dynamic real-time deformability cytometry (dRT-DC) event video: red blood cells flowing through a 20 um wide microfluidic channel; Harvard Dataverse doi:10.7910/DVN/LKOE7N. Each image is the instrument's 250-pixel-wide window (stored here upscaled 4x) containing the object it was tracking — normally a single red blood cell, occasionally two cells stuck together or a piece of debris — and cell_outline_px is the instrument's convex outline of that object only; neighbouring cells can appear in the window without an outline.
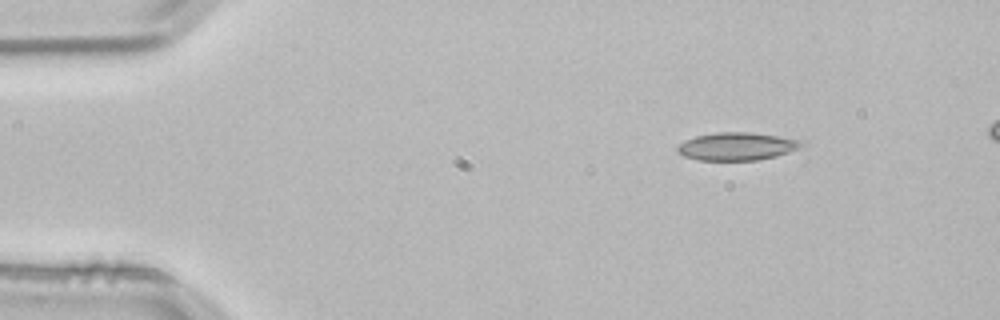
{"species": "common noctule bat (a hibernating species)", "species_latin": "Nyctalus noctula", "temperature_condition": "room temperature", "stored_images_in_passage": 3, "segment_of_instrument_passage": [1, 2], "camera_frame_rate_fps": 3000, "um_per_image_px": 0.085, "animal": {"sex": "male", "body_mass_g": 21.5, "forearm_length_mm": 52.0}, "frame": {"image": 1, "passage_image": 1, "time_ms": 0.0, "image_size_px": [1000, 320], "cell_outline_px": [[804, 144], [788, 152], [776, 156], [756, 160], [696, 160], [684, 156], [676, 148], [684, 140], [696, 136], [716, 132], [748, 132], [804, 140]], "centroid_in_image_um": [62.62, 12.44], "position_along_channel_um": 22.4, "area_um2": 19.94}}